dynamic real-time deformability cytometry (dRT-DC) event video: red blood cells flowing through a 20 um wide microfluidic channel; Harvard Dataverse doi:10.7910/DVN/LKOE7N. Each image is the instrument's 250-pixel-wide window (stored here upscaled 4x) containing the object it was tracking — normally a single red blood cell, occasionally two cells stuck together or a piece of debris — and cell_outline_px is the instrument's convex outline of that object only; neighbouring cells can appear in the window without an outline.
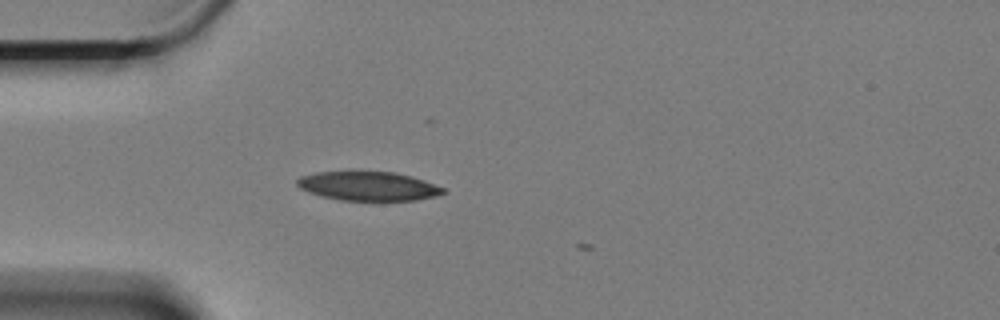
{"species": "Egyptian fruit bat (a non-hibernating species)", "species_latin": "Rousettus aegyptiacus", "temperature_condition": "cold", "stored_images_in_passage": 5, "camera_frame_rate_fps": 3000, "um_per_image_px": 0.085, "animal": {"sex": "female"}, "frame": {"image": 1, "passage_image": 4, "time_ms": 1.0, "image_size_px": [1000, 320], "cell_outline_px": [[448, 192], [416, 200], [340, 200], [308, 192], [300, 188], [296, 184], [296, 180], [300, 176], [316, 172], [348, 168], [396, 172], [412, 176], [424, 180], [444, 188]], "centroid_in_image_um": [31.24, 15.75], "position_along_channel_um": 53.8, "area_um2": 25.66}}